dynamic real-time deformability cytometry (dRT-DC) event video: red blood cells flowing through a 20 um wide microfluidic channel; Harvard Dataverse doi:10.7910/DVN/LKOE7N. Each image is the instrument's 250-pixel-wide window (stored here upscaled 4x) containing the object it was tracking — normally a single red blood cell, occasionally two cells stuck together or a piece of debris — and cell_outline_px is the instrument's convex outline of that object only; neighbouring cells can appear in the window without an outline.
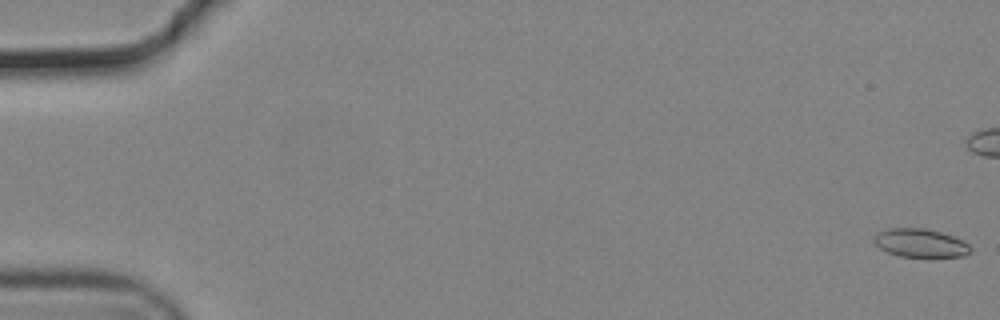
{"species": "common noctule bat (a hibernating species)", "species_latin": "Nyctalus noctula", "temperature_condition": "cold", "stored_images_in_passage": 13, "camera_frame_rate_fps": 3000, "um_per_image_px": 0.085, "animal": {"sex": "male", "body_mass_g": 19.2, "forearm_length_mm": 51.8}, "frame": {"image": 1, "passage_image": 1, "time_ms": 0.0, "image_size_px": [1000, 320], "cell_outline_px": [[972, 252], [964, 256], [900, 256], [888, 252], [880, 248], [872, 240], [876, 232], [888, 228], [924, 228], [940, 232], [964, 240], [972, 248]], "centroid_in_image_um": [78.23, 20.64], "position_along_channel_um": 6.8, "area_um2": 15.95}}